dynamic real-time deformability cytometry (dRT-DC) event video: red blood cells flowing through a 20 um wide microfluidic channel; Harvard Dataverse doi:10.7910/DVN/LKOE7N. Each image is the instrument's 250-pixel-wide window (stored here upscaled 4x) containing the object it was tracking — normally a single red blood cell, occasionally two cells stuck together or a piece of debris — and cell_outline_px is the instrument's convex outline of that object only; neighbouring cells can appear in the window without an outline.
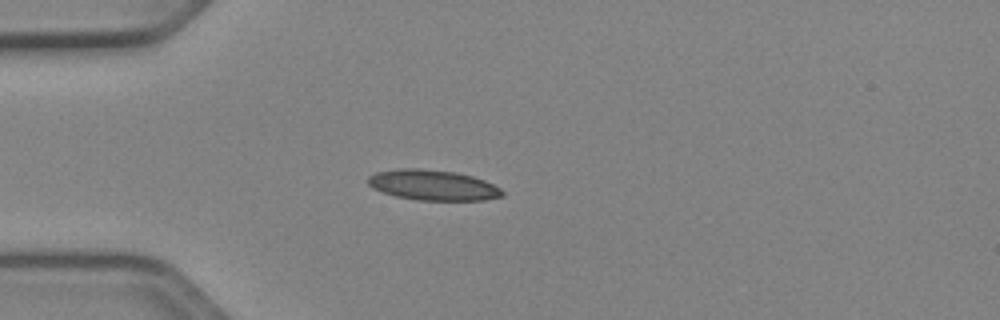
{"species": "Egyptian fruit bat (a non-hibernating species)", "species_latin": "Rousettus aegyptiacus", "temperature_condition": "cold", "stored_images_in_passage": 3, "camera_frame_rate_fps": 3000, "um_per_image_px": 0.085, "animal": {"sex": "female"}, "frame": {"image": 1, "passage_image": 1, "time_ms": 0.0, "image_size_px": [1000, 320], "cell_outline_px": [[504, 196], [484, 200], [416, 200], [396, 196], [372, 188], [368, 184], [368, 176], [376, 172], [400, 168], [420, 168], [456, 172], [472, 176], [484, 180], [500, 188], [504, 192]], "centroid_in_image_um": [36.8, 15.73], "position_along_channel_um": 48.2, "area_um2": 23.81}}